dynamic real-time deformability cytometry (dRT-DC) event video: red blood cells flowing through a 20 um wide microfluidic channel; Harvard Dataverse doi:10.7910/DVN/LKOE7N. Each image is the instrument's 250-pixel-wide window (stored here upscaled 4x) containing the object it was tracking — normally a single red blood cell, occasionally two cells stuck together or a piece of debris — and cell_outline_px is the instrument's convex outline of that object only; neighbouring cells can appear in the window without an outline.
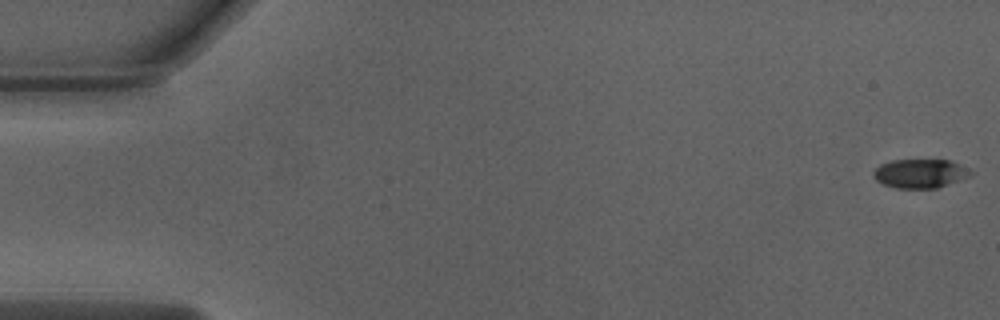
{"species": "Egyptian fruit bat (a non-hibernating species)", "species_latin": "Rousettus aegyptiacus", "temperature_condition": "warm", "stored_images_in_passage": 51, "camera_frame_rate_fps": 3000, "um_per_image_px": 0.085, "animal": {"sex": "male"}, "frame": {"image": 1, "passage_image": 1, "time_ms": 0.0, "image_size_px": [1000, 320], "cell_outline_px": [[972, 176], [936, 188], [896, 188], [884, 184], [876, 180], [872, 176], [872, 172], [880, 164], [892, 160], [952, 160], [972, 172]], "centroid_in_image_um": [78.19, 14.74], "position_along_channel_um": 6.8, "area_um2": 16.36}}
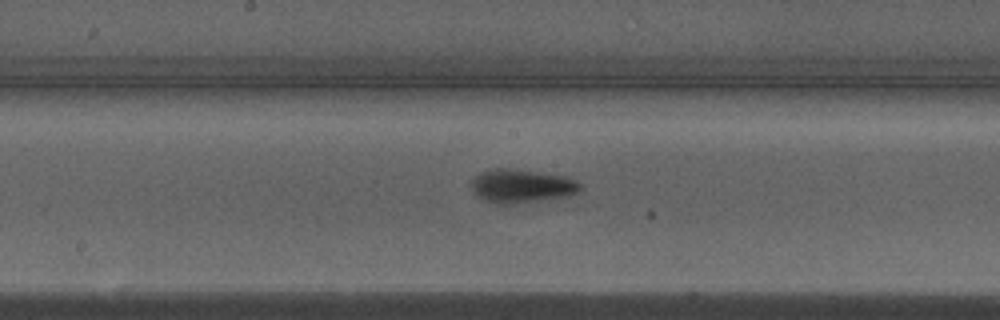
{"frame": {"image": 2, "passage_image": 27, "time_ms": 8.667, "image_size_px": [1000, 320], "cell_outline_px": [[580, 188], [576, 192], [568, 196], [512, 204], [496, 204], [484, 200], [476, 196], [472, 192], [472, 180], [476, 176], [492, 168], [504, 168], [564, 176], [576, 180], [580, 184]], "centroid_in_image_um": [44.29, 15.83], "position_along_channel_um": 203.9, "area_um2": 20.92}}
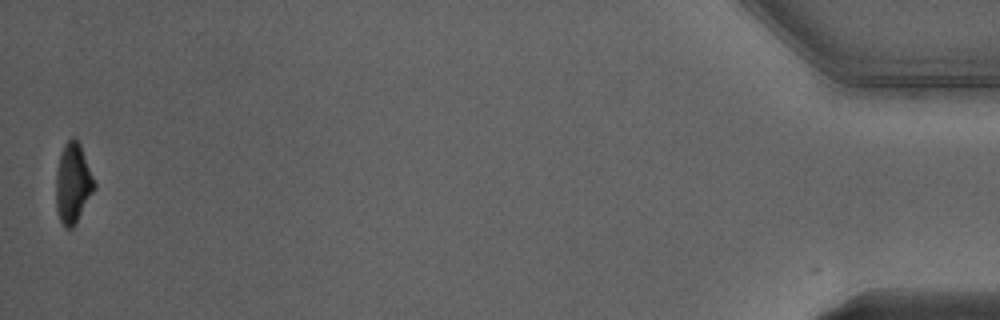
{"frame": {"image": 3, "passage_image": 51, "time_ms": 16.667, "image_size_px": [1000, 320], "cell_outline_px": [[96, 188], [72, 228], [64, 228], [60, 220], [56, 208], [56, 172], [60, 152], [64, 144], [72, 136], [76, 136], [80, 144], [96, 184]], "centroid_in_image_um": [6.19, 15.54], "position_along_channel_um": 429.0, "area_um2": 17.92}, "authors_computed_cell_mechanics": {"area_um2": 18.9584, "velocity_mm_per_s": 4.0488, "shape_relaxation_time_tau1_ms": 2.3067, "shape_relaxation_time_tau2_ms": 4.0876, "deformation_change_tau1": 0.1719, "deformation_change_tau2": 0.1004}}